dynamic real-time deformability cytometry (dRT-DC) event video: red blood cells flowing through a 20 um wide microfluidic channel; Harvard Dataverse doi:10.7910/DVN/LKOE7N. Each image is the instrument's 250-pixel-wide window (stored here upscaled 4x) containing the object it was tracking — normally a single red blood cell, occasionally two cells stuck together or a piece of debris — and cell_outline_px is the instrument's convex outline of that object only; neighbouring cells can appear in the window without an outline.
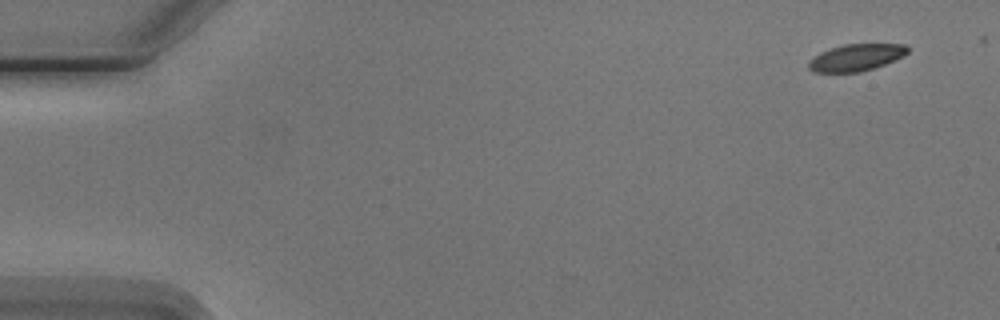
{"species": "Egyptian fruit bat (a non-hibernating species)", "species_latin": "Rousettus aegyptiacus", "temperature_condition": "cold", "stored_images_in_passage": 4, "camera_frame_rate_fps": 3000, "um_per_image_px": 0.085, "animal": {"sex": "male"}, "frame": {"image": 1, "passage_image": 1, "time_ms": 0.0, "image_size_px": [1000, 320], "cell_outline_px": [[908, 52], [904, 56], [884, 64], [860, 72], [812, 72], [808, 68], [808, 60], [820, 52], [844, 44], [904, 44], [908, 48]], "centroid_in_image_um": [72.74, 4.89], "position_along_channel_um": 12.3, "area_um2": 15.43}}